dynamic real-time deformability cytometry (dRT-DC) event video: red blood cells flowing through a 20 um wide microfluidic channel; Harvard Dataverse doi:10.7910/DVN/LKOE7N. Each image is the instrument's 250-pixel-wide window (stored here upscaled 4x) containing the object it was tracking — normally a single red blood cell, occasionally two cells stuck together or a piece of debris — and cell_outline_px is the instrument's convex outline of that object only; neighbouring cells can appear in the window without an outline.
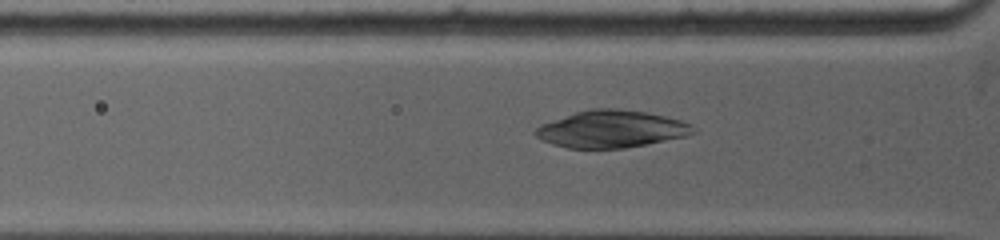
{"species": "common noctule bat (a hibernating species)", "species_latin": "Nyctalus noctula", "temperature_condition": "warm", "stored_images_in_passage": 9, "camera_frame_rate_fps": 5000, "um_per_image_px": 0.085, "animal": {"sex": "female", "body_mass_g": 19.0, "forearm_length_mm": 53.3}, "frame": {"image": 1, "passage_image": 8, "time_ms": 1.8, "image_size_px": [1000, 240], "cell_outline_px": [[696, 132], [684, 136], [624, 148], [568, 148], [552, 144], [536, 136], [532, 132], [540, 124], [576, 112], [592, 108], [616, 108], [648, 112], [680, 120], [688, 124]], "centroid_in_image_um": [51.9, 10.96], "position_along_channel_um": 73.9, "area_um2": 33.76}}